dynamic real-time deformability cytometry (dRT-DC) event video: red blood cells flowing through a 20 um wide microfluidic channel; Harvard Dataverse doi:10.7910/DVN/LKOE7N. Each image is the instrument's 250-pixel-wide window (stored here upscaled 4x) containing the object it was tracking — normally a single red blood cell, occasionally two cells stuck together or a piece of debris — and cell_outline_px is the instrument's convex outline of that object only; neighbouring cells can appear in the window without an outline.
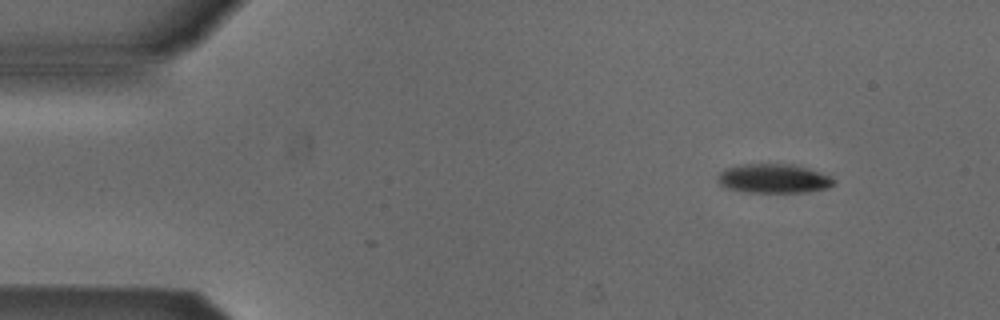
{"species": "Egyptian fruit bat (a non-hibernating species)", "species_latin": "Rousettus aegyptiacus", "temperature_condition": "cold", "stored_images_in_passage": 5, "camera_frame_rate_fps": 3000, "um_per_image_px": 0.085, "animal": {"sex": "male"}, "frame": {"image": 1, "passage_image": 1, "time_ms": 0.0, "image_size_px": [1000, 320], "cell_outline_px": [[836, 184], [828, 188], [804, 192], [744, 192], [724, 188], [716, 180], [720, 172], [724, 168], [736, 164], [792, 164], [820, 172], [832, 176]], "centroid_in_image_um": [65.72, 15.17], "position_along_channel_um": 19.3, "area_um2": 20.0}}
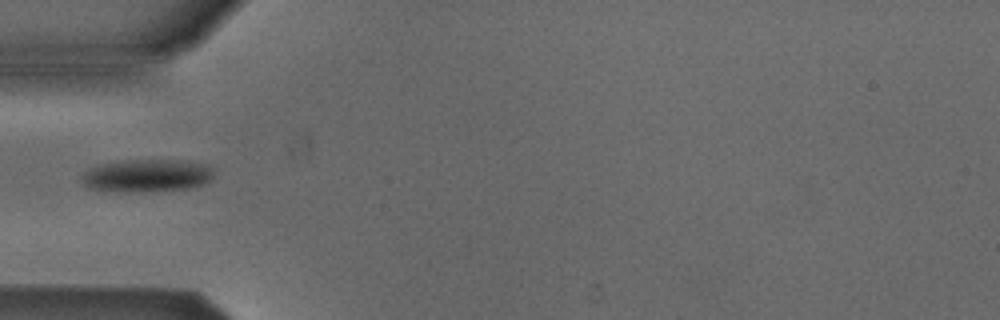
{"frame": {"image": 2, "passage_image": 4, "time_ms": 1.0, "image_size_px": [1000, 320], "cell_outline_px": [[212, 180], [204, 184], [192, 188], [132, 192], [104, 192], [88, 188], [84, 184], [80, 176], [88, 168], [104, 164], [128, 160], [188, 160], [204, 164], [212, 168]], "centroid_in_image_um": [12.46, 14.94], "position_along_channel_um": 72.5, "area_um2": 25.49}}
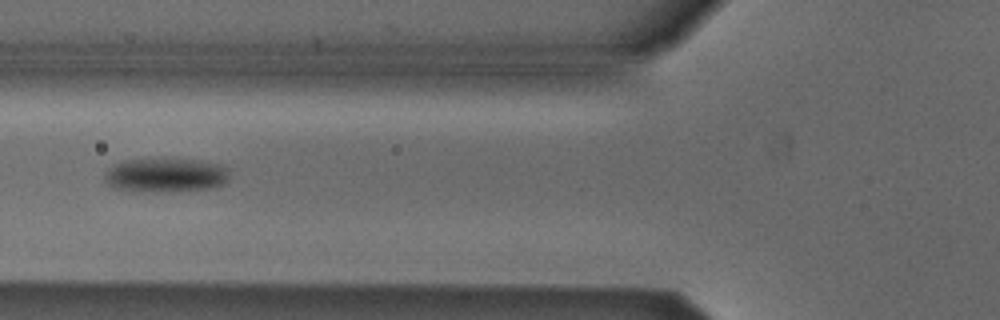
{"frame": {"image": 3, "passage_image": 5, "time_ms": 1.333, "image_size_px": [1000, 320], "cell_outline_px": [[228, 180], [224, 184], [216, 188], [156, 192], [140, 192], [112, 188], [104, 180], [104, 176], [108, 168], [112, 164], [124, 160], [200, 160], [220, 164], [228, 168]], "centroid_in_image_um": [14.07, 14.91], "position_along_channel_um": 111.7, "area_um2": 24.97}}